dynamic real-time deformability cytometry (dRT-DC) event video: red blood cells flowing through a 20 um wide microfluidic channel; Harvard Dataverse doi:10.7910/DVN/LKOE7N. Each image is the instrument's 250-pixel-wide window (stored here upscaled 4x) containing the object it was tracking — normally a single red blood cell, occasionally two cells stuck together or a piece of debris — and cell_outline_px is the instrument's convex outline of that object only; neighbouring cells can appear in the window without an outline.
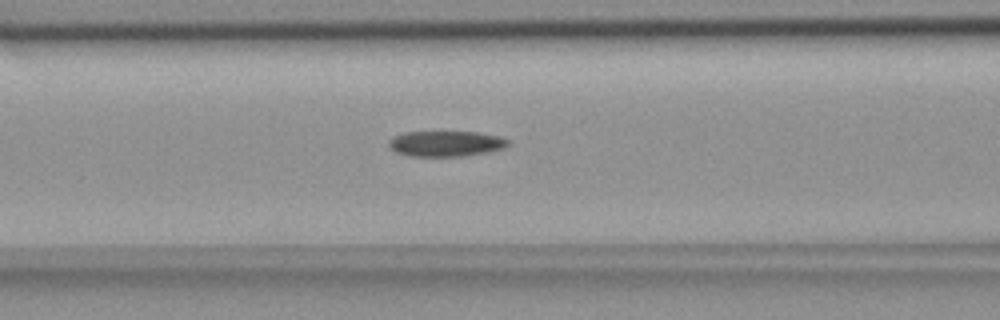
{"species": "common noctule bat (a hibernating species)", "species_latin": "Nyctalus noctula", "temperature_condition": "room temperature", "stored_images_in_passage": 43, "camera_frame_rate_fps": 3000, "um_per_image_px": 0.085, "animal": {"sex": "female", "body_mass_g": 18.4}, "frame": {"image": 1, "passage_image": 17, "time_ms": 5.333, "image_size_px": [1000, 320], "cell_outline_px": [[508, 144], [504, 148], [488, 152], [464, 156], [412, 156], [396, 152], [388, 144], [388, 140], [392, 136], [404, 132], [476, 132], [496, 136], [508, 140]], "centroid_in_image_um": [37.86, 12.21], "position_along_channel_um": 128.7, "area_um2": 17.63}}
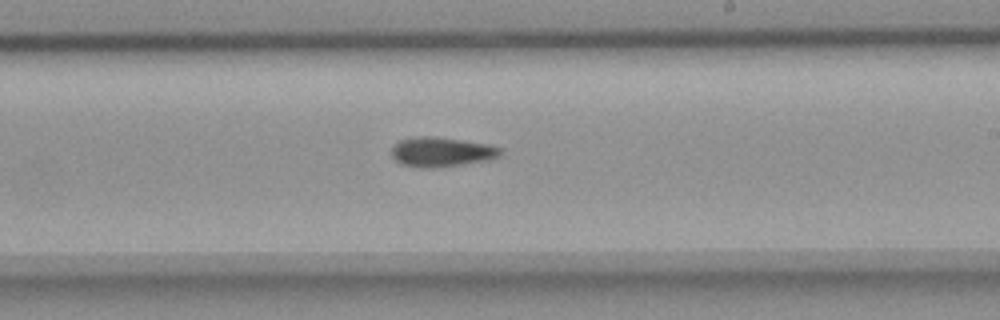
{"frame": {"image": 2, "passage_image": 27, "time_ms": 8.667, "image_size_px": [1000, 320], "cell_outline_px": [[500, 156], [488, 160], [432, 168], [420, 168], [400, 164], [392, 156], [392, 144], [400, 140], [416, 136], [432, 136], [488, 144], [500, 148]], "centroid_in_image_um": [37.46, 12.91], "position_along_channel_um": 251.5, "area_um2": 18.67}}
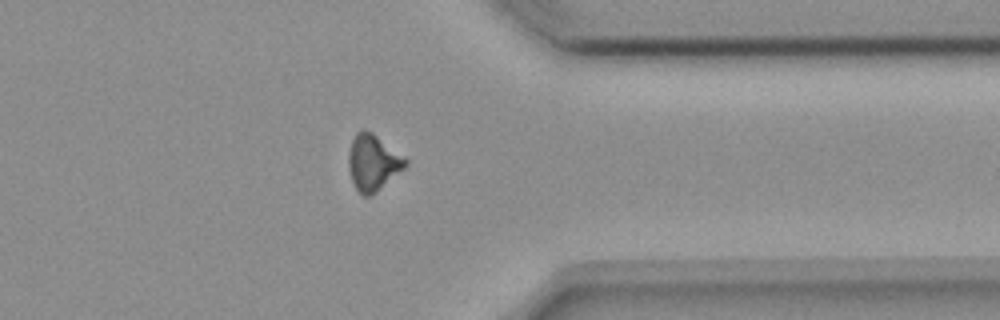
{"frame": {"image": 3, "passage_image": 38, "time_ms": 12.333, "image_size_px": [1000, 320], "cell_outline_px": [[408, 164], [404, 168], [368, 196], [364, 196], [356, 188], [352, 180], [348, 168], [348, 152], [352, 140], [356, 132], [360, 128], [364, 128], [372, 132], [408, 160]], "centroid_in_image_um": [31.66, 13.75], "position_along_channel_um": 379.7, "area_um2": 18.15}, "authors_computed_cell_mechanics": {"area_um2": 18.3226, "velocity_mm_per_s": 3.699, "shape_relaxation_time_tau1_ms": 9.8726, "shape_relaxation_time_tau2_ms": null, "deformation_change_tau1": 0.1769, "deformation_change_tau2": null}}